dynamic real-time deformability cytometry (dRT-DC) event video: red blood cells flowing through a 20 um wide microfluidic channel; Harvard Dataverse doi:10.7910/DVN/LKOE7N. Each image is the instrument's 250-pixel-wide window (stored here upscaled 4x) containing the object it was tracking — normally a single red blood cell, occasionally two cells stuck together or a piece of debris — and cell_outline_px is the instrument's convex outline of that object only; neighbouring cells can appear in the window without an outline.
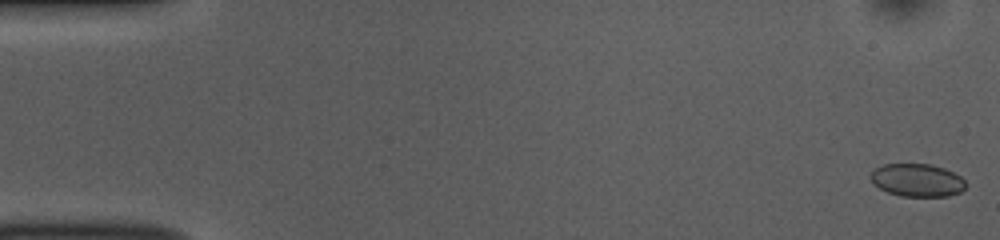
{"species": "common noctule bat (a hibernating species)", "species_latin": "Nyctalus noctula", "temperature_condition": "room temperature", "stored_images_in_passage": 53, "camera_frame_rate_fps": 3000, "um_per_image_px": 0.085, "animal": {"sex": "female", "body_mass_g": 10.0, "forearm_length_mm": 53.1}, "frame": {"image": 1, "passage_image": 1, "time_ms": 0.0, "image_size_px": [1000, 240], "cell_outline_px": [[968, 184], [960, 192], [948, 196], [900, 196], [888, 192], [880, 188], [872, 180], [872, 172], [876, 168], [884, 164], [932, 164], [944, 168], [960, 176]], "centroid_in_image_um": [78.01, 15.31], "position_along_channel_um": 7.0, "area_um2": 18.03}}
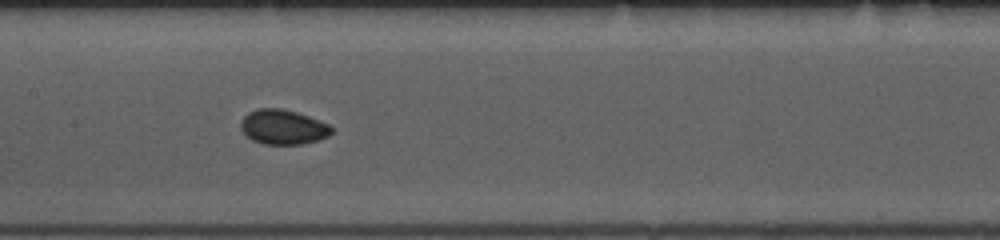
{"frame": {"image": 2, "passage_image": 26, "time_ms": 8.333, "image_size_px": [1000, 240], "cell_outline_px": [[332, 132], [328, 136], [320, 140], [304, 144], [264, 144], [252, 140], [240, 128], [240, 124], [244, 116], [248, 112], [256, 108], [284, 108], [308, 116], [328, 124], [332, 128]], "centroid_in_image_um": [24.05, 10.79], "position_along_channel_um": 183.3, "area_um2": 18.44}}
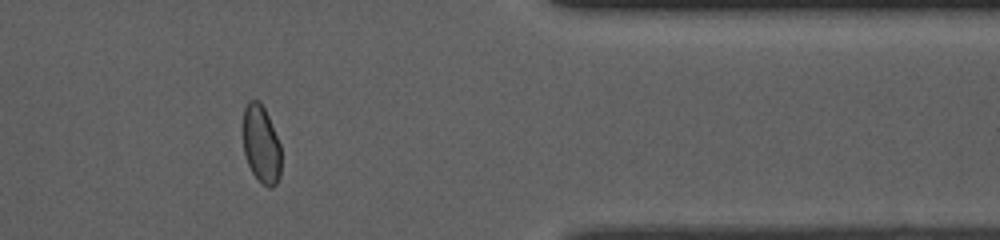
{"frame": {"image": 3, "passage_image": 44, "time_ms": 14.333, "image_size_px": [1000, 240], "cell_outline_px": [[280, 176], [276, 184], [268, 188], [260, 184], [252, 172], [248, 164], [244, 152], [244, 108], [248, 100], [260, 100], [268, 116], [280, 144]], "centroid_in_image_um": [22.2, 12.29], "position_along_channel_um": 389.2, "area_um2": 17.22}, "authors_computed_cell_mechanics": {"area_um2": 18.3226, "velocity_mm_per_s": 3.7648, "shape_relaxation_time_tau1_ms": 4.7904, "shape_relaxation_time_tau2_ms": null, "deformation_change_tau1": 0.0569, "deformation_change_tau2": null}}